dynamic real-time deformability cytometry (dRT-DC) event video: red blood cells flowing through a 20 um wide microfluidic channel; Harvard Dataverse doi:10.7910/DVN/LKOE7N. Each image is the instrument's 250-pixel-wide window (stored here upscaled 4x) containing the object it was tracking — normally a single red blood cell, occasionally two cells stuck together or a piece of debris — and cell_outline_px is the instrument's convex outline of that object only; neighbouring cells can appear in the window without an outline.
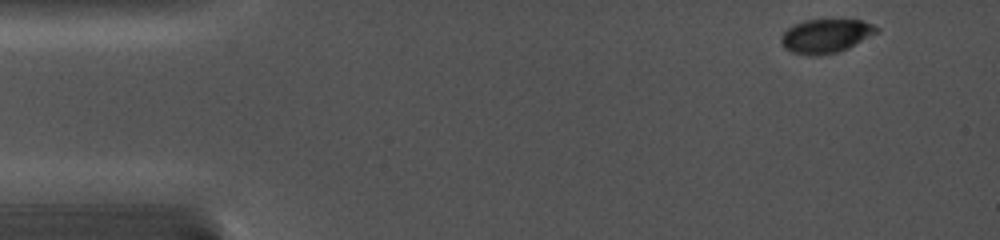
{"species": "common noctule bat (a hibernating species)", "species_latin": "Nyctalus noctula", "temperature_condition": "cold", "stored_images_in_passage": 18, "camera_frame_rate_fps": 5000, "um_per_image_px": 0.085, "animal": {"sex": "female", "body_mass_g": 19.0, "forearm_length_mm": 56.7}, "frame": {"image": 1, "passage_image": 1, "time_ms": 0.0, "image_size_px": [1000, 240], "cell_outline_px": [[880, 32], [840, 52], [820, 56], [812, 56], [792, 52], [784, 48], [780, 40], [780, 36], [792, 24], [804, 20], [860, 20], [872, 24], [880, 28]], "centroid_in_image_um": [70.2, 3.07], "position_along_channel_um": 14.8, "area_um2": 19.13}}
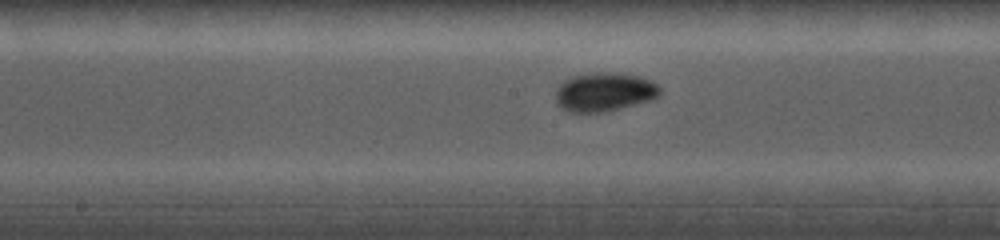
{"frame": {"image": 2, "passage_image": 11, "time_ms": 7.2, "image_size_px": [1000, 240], "cell_outline_px": [[660, 92], [656, 100], [604, 112], [568, 112], [560, 108], [556, 104], [556, 88], [564, 80], [572, 76], [592, 72], [600, 72], [636, 76], [652, 80], [660, 88]], "centroid_in_image_um": [51.36, 7.84], "position_along_channel_um": 196.8, "area_um2": 23.81}}
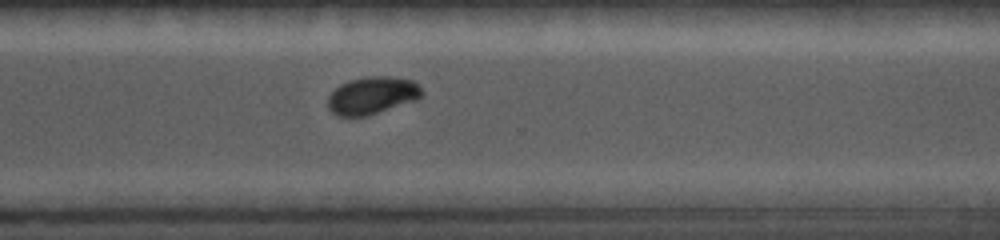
{"frame": {"image": 3, "passage_image": 18, "time_ms": 10.8, "image_size_px": [1000, 240], "cell_outline_px": [[424, 92], [416, 100], [364, 116], [348, 120], [336, 116], [328, 108], [328, 96], [340, 84], [348, 80], [368, 76], [392, 76], [412, 80]], "centroid_in_image_um": [31.57, 8.13], "position_along_channel_um": 339.0, "area_um2": 20.75}}